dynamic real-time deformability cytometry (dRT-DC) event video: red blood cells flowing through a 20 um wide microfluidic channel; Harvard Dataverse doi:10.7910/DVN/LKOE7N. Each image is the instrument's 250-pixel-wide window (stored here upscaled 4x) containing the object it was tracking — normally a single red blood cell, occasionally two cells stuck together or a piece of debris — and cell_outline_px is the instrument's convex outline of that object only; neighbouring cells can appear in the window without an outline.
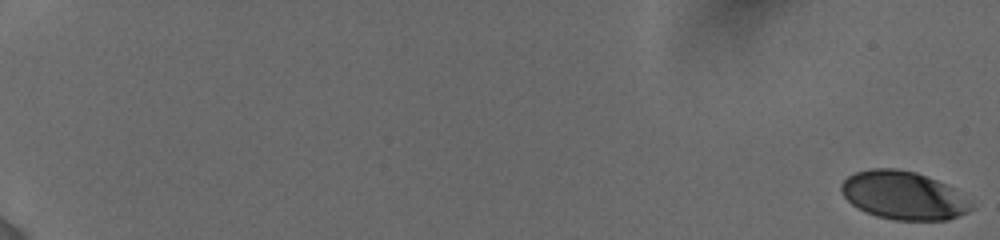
{"species": "human", "species_latin": "Homo sapiens", "temperature_condition": "cold", "stored_images_in_passage": 17, "camera_frame_rate_fps": 3000, "um_per_image_px": 0.085, "donor": {"sex": "female"}, "frame": {"image": 1, "passage_image": 1, "time_ms": 0.0, "image_size_px": [1000, 240], "cell_outline_px": [[976, 208], [968, 212], [948, 220], [892, 220], [876, 216], [864, 212], [852, 204], [840, 192], [840, 184], [848, 176], [856, 172], [872, 168], [896, 168], [916, 172], [948, 184], [972, 200]], "centroid_in_image_um": [76.84, 16.61], "position_along_channel_um": 8.2, "area_um2": 37.17}}
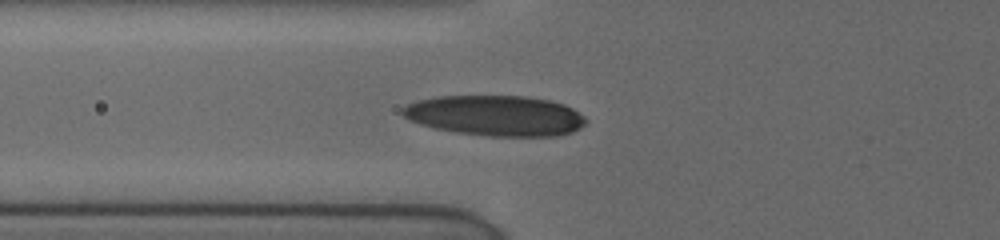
{"frame": {"image": 2, "passage_image": 15, "time_ms": 8.0, "image_size_px": [1000, 240], "cell_outline_px": [[588, 120], [580, 128], [572, 132], [556, 136], [488, 136], [456, 132], [436, 128], [420, 124], [408, 120], [400, 112], [400, 108], [408, 104], [420, 100], [440, 96], [528, 96], [552, 100], [564, 104], [572, 108], [584, 116]], "centroid_in_image_um": [42.13, 9.82], "position_along_channel_um": 83.7, "area_um2": 43.35}}
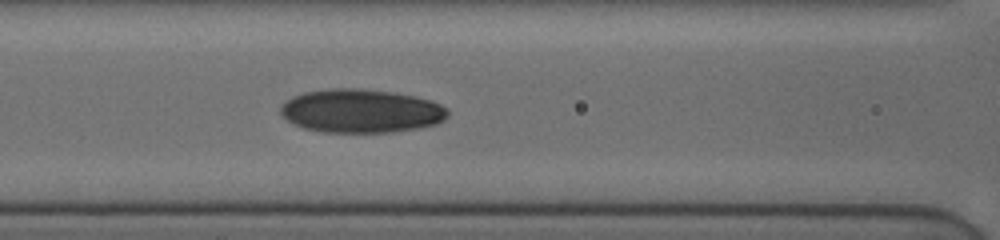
{"frame": {"image": 3, "passage_image": 17, "time_ms": 9.333, "image_size_px": [1000, 240], "cell_outline_px": [[448, 116], [444, 120], [436, 124], [420, 128], [392, 132], [324, 132], [304, 128], [288, 120], [280, 112], [280, 108], [292, 96], [304, 92], [332, 88], [360, 88], [392, 92], [416, 96], [432, 100], [448, 108]], "centroid_in_image_um": [30.74, 9.43], "position_along_channel_um": 135.9, "area_um2": 42.54}}